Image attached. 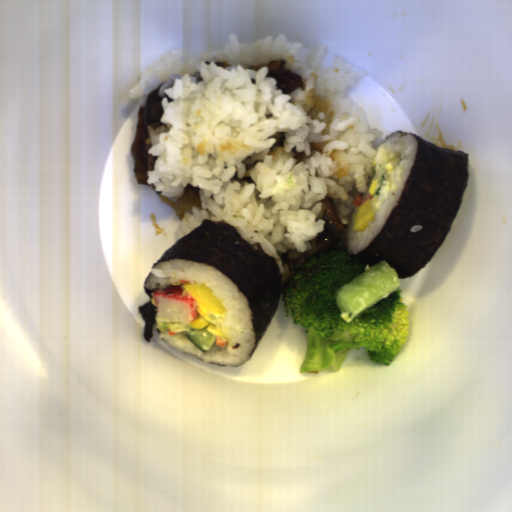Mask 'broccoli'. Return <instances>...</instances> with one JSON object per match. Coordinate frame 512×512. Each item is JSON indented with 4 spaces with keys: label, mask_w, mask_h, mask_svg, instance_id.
Instances as JSON below:
<instances>
[{
    "label": "broccoli",
    "mask_w": 512,
    "mask_h": 512,
    "mask_svg": "<svg viewBox=\"0 0 512 512\" xmlns=\"http://www.w3.org/2000/svg\"><path fill=\"white\" fill-rule=\"evenodd\" d=\"M373 265L355 254L339 251L315 256L282 287V311L306 332L304 360L299 373L338 372L352 348L362 347L374 363L390 366L404 347L411 315L401 290L366 308L350 323L340 314L335 293Z\"/></svg>",
    "instance_id": "broccoli-1"
}]
</instances>
